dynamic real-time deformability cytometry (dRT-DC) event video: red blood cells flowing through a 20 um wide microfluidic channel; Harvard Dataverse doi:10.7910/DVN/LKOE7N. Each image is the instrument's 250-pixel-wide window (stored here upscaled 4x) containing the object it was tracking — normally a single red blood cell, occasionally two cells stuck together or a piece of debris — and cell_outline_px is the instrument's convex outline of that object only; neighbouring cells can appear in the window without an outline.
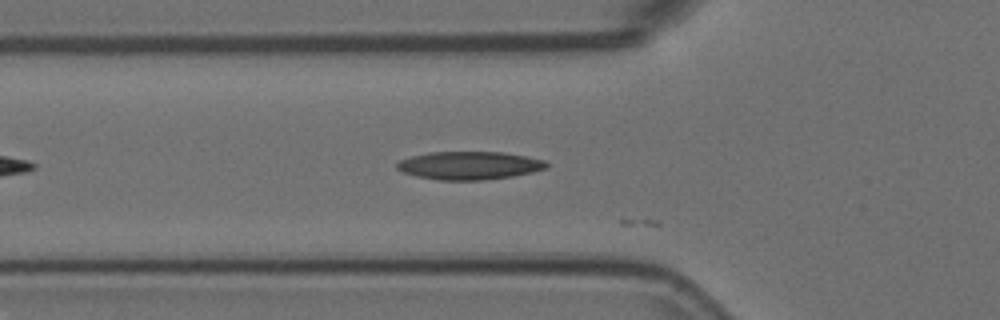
{"species": "Egyptian fruit bat (a non-hibernating species)", "species_latin": "Rousettus aegyptiacus", "temperature_condition": "room temperature", "stored_images_in_passage": 8, "camera_frame_rate_fps": 3000, "um_per_image_px": 0.085, "animal": {"sex": "female"}, "frame": {"image": 1, "passage_image": 7, "time_ms": 2.0, "image_size_px": [1000, 320], "cell_outline_px": [[548, 168], [532, 172], [512, 176], [484, 180], [436, 180], [416, 176], [404, 172], [396, 168], [396, 164], [400, 160], [412, 156], [428, 152], [504, 152], [544, 160], [548, 164]], "centroid_in_image_um": [39.88, 14.07], "position_along_channel_um": 85.9, "area_um2": 24.45}}